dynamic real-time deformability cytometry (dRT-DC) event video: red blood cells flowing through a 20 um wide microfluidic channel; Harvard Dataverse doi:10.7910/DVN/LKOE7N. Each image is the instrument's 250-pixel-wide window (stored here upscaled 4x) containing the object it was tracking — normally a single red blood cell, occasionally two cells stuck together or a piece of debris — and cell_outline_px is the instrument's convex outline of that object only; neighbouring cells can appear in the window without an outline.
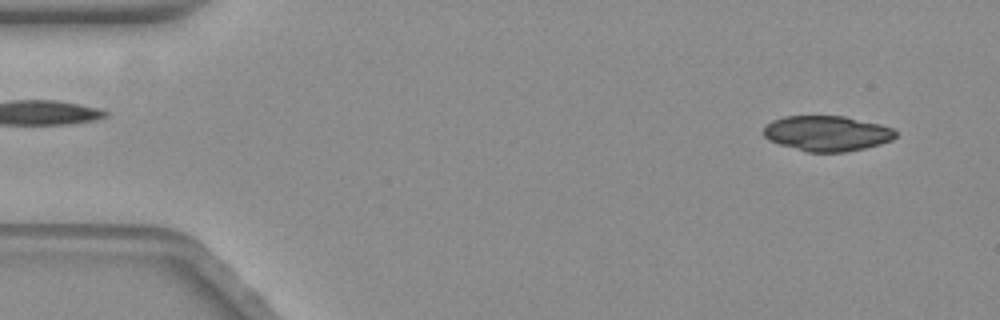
{"species": "common noctule bat (a hibernating species)", "species_latin": "Nyctalus noctula", "temperature_condition": "warm", "stored_images_in_passage": 13, "camera_frame_rate_fps": 3000, "um_per_image_px": 0.085, "animal": {"sex": "female", "body_mass_g": 19.3, "forearm_length_mm": 54.1}, "frame": {"image": 1, "passage_image": 3, "time_ms": 0.667, "image_size_px": [1000, 320], "cell_outline_px": [[896, 136], [892, 140], [880, 144], [864, 148], [844, 152], [808, 152], [780, 144], [764, 136], [764, 128], [772, 120], [784, 116], [844, 116], [880, 124], [892, 128], [896, 132]], "centroid_in_image_um": [70.32, 11.33], "position_along_channel_um": 14.7, "area_um2": 26.93}}